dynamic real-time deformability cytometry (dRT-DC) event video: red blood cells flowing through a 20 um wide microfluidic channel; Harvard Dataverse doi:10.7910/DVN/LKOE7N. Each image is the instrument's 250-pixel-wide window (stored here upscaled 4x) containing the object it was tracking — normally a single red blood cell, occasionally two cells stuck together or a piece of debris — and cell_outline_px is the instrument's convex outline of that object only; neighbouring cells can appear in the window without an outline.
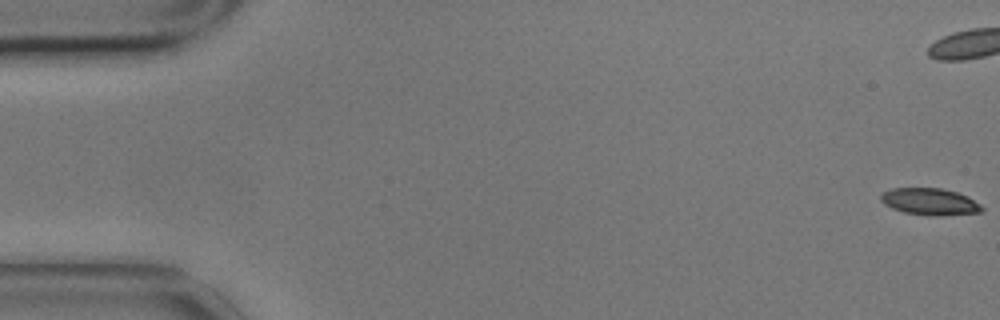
{"species": "common noctule bat (a hibernating species)", "species_latin": "Nyctalus noctula", "temperature_condition": "cold", "stored_images_in_passage": 60, "camera_frame_rate_fps": 3000, "um_per_image_px": 0.085, "animal": {"sex": "male", "body_mass_g": 17.9}, "frame": {"image": 1, "passage_image": 1, "time_ms": 0.0, "image_size_px": [1000, 320], "cell_outline_px": [[984, 212], [936, 216], [932, 216], [904, 212], [892, 208], [884, 204], [880, 200], [880, 196], [884, 192], [892, 188], [940, 188], [956, 192], [968, 196], [980, 204], [984, 208]], "centroid_in_image_um": [79.06, 17.14], "position_along_channel_um": 5.9, "area_um2": 15.84}, "authors_computed_cell_mechanics": {"area_um2": 16.762, "velocity_mm_per_s": 3.4813, "shape_relaxation_time_tau1_ms": 7.3782, "shape_relaxation_time_tau2_ms": 2.5928, "deformation_change_tau1": 0.1725, "deformation_change_tau2": 0.0957}}